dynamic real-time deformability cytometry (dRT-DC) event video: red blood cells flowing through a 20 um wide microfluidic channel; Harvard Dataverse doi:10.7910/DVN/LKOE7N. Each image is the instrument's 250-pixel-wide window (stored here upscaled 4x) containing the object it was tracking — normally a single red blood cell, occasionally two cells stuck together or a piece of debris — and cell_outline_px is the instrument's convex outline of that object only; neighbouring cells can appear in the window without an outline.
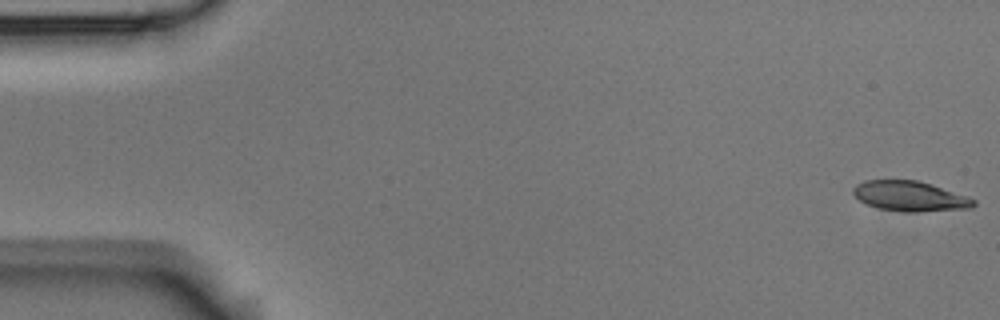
{"species": "Egyptian fruit bat (a non-hibernating species)", "species_latin": "Rousettus aegyptiacus", "temperature_condition": "room temperature", "stored_images_in_passage": 6, "camera_frame_rate_fps": 3000, "um_per_image_px": 0.085, "animal": {"sex": "male"}, "frame": {"image": 1, "passage_image": 1, "time_ms": 0.0, "image_size_px": [1000, 320], "cell_outline_px": [[976, 204], [972, 208], [916, 212], [900, 212], [880, 208], [868, 204], [860, 200], [852, 192], [852, 188], [856, 184], [864, 180], [916, 180], [932, 184], [968, 196], [976, 200]], "centroid_in_image_um": [77.37, 16.67], "position_along_channel_um": 7.6, "area_um2": 21.21}}
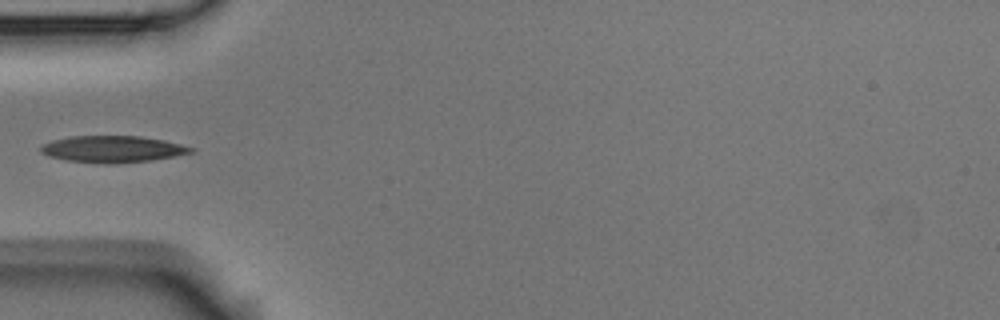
{"frame": {"image": 2, "passage_image": 5, "time_ms": 1.333, "image_size_px": [1000, 320], "cell_outline_px": [[196, 148], [192, 152], [152, 160], [116, 164], [104, 164], [64, 160], [48, 156], [40, 152], [40, 148], [44, 144], [52, 140], [68, 136], [140, 136], [164, 140]], "centroid_in_image_um": [9.53, 12.68], "position_along_channel_um": 75.5, "area_um2": 23.41}}
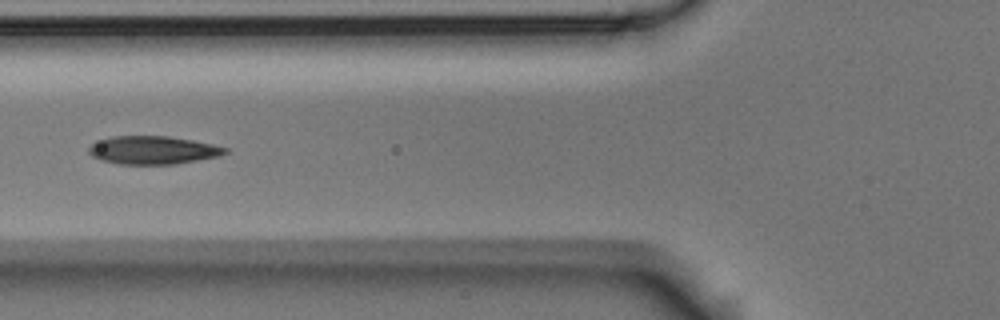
{"frame": {"image": 3, "passage_image": 6, "time_ms": 1.667, "image_size_px": [1000, 320], "cell_outline_px": [[228, 152], [220, 156], [176, 164], [116, 164], [100, 160], [92, 156], [88, 152], [88, 148], [92, 144], [100, 140], [112, 136], [168, 136], [192, 140], [212, 144], [228, 148]], "centroid_in_image_um": [13.0, 12.76], "position_along_channel_um": 112.8, "area_um2": 22.43}}